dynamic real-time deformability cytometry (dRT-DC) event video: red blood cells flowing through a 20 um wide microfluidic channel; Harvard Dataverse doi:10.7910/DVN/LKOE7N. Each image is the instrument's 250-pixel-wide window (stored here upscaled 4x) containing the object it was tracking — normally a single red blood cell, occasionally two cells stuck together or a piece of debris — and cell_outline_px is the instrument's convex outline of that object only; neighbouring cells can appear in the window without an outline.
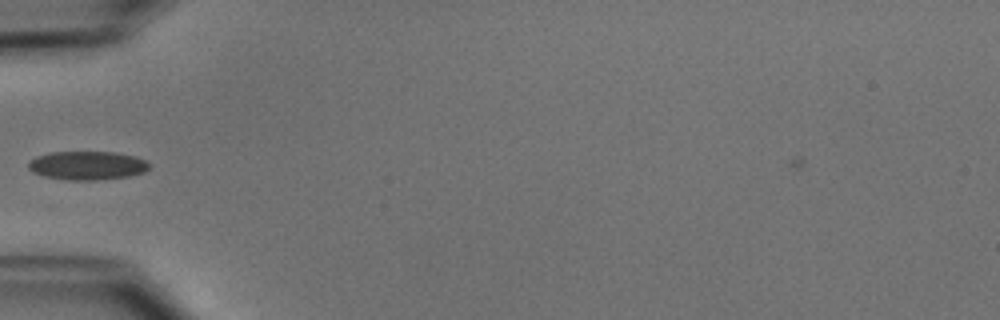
{"species": "common noctule bat (a hibernating species)", "species_latin": "Nyctalus noctula", "temperature_condition": "cold", "stored_images_in_passage": 35, "camera_frame_rate_fps": 3000, "um_per_image_px": 0.085, "animal": {"sex": "male", "body_mass_g": 15.6}, "frame": {"image": 1, "passage_image": 2, "time_ms": 0.333, "image_size_px": [1000, 320], "cell_outline_px": [[148, 168], [144, 172], [128, 176], [96, 180], [68, 180], [44, 176], [32, 172], [28, 168], [28, 160], [36, 156], [52, 152], [116, 152], [136, 156], [144, 160], [148, 164]], "centroid_in_image_um": [7.37, 14.06], "position_along_channel_um": 77.6, "area_um2": 20.17}}
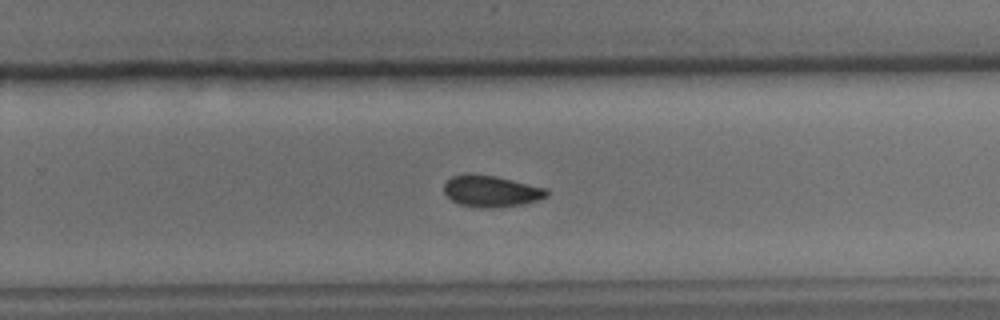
{"frame": {"image": 2, "passage_image": 18, "time_ms": 5.667, "image_size_px": [1000, 320], "cell_outline_px": [[548, 196], [536, 200], [520, 204], [496, 208], [480, 208], [460, 204], [452, 200], [444, 192], [444, 184], [452, 176], [468, 172], [496, 176], [548, 188]], "centroid_in_image_um": [41.74, 16.23], "position_along_channel_um": 288.1, "area_um2": 18.96}}
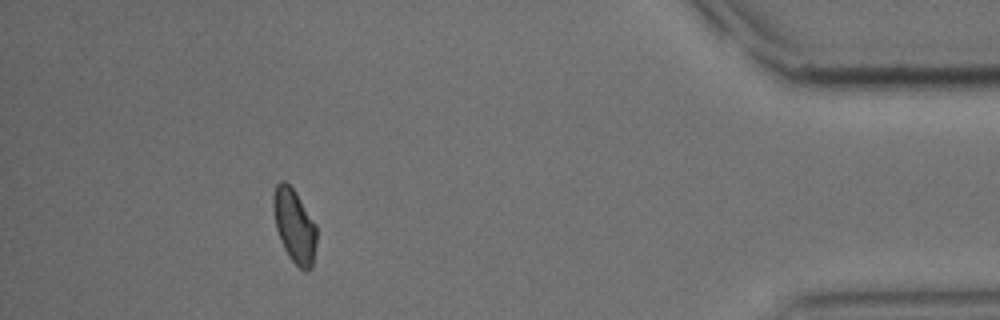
{"frame": {"image": 3, "passage_image": 31, "time_ms": 10.0, "image_size_px": [1000, 320], "cell_outline_px": [[316, 244], [312, 268], [304, 272], [288, 256], [280, 240], [276, 228], [272, 208], [272, 196], [276, 184], [280, 180], [284, 180], [296, 192], [316, 224]], "centroid_in_image_um": [25.01, 19.19], "position_along_channel_um": 410.2, "area_um2": 18.79}, "authors_computed_cell_mechanics": {"area_um2": 19.0162, "velocity_mm_per_s": 3.9354, "shape_relaxation_time_tau1_ms": 4.8597, "shape_relaxation_time_tau2_ms": 6.5603, "deformation_change_tau1": 0.1024, "deformation_change_tau2": 0.1065}}